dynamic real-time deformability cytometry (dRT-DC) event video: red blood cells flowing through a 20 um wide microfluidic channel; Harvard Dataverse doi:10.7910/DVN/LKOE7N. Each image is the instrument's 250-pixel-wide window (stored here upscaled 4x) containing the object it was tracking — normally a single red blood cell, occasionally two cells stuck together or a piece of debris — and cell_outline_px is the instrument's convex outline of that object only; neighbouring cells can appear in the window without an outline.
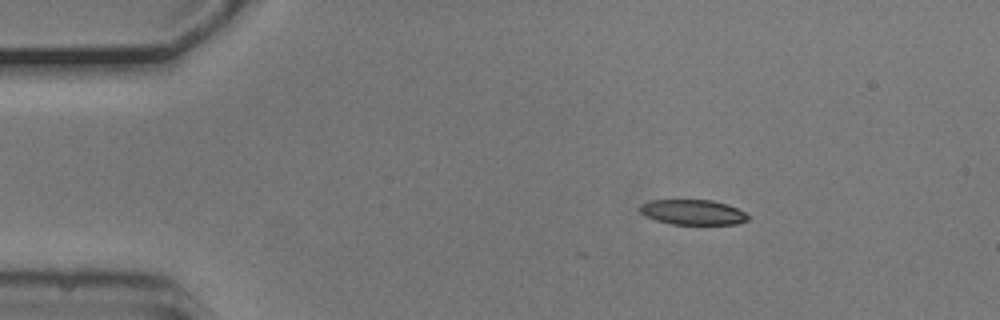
{"species": "common noctule bat (a hibernating species)", "species_latin": "Nyctalus noctula", "temperature_condition": "cold", "stored_images_in_passage": 2, "camera_frame_rate_fps": 3000, "um_per_image_px": 0.085, "animal": {"sex": "male", "body_mass_g": 20.5, "forearm_length_mm": 52.5}, "frame": {"image": 1, "passage_image": 2, "time_ms": 0.333, "image_size_px": [1000, 320], "cell_outline_px": [[748, 220], [736, 224], [672, 224], [656, 220], [640, 212], [640, 204], [652, 200], [712, 200], [728, 204], [744, 212], [748, 216]], "centroid_in_image_um": [58.9, 18.03], "position_along_channel_um": 26.1, "area_um2": 15.66}}